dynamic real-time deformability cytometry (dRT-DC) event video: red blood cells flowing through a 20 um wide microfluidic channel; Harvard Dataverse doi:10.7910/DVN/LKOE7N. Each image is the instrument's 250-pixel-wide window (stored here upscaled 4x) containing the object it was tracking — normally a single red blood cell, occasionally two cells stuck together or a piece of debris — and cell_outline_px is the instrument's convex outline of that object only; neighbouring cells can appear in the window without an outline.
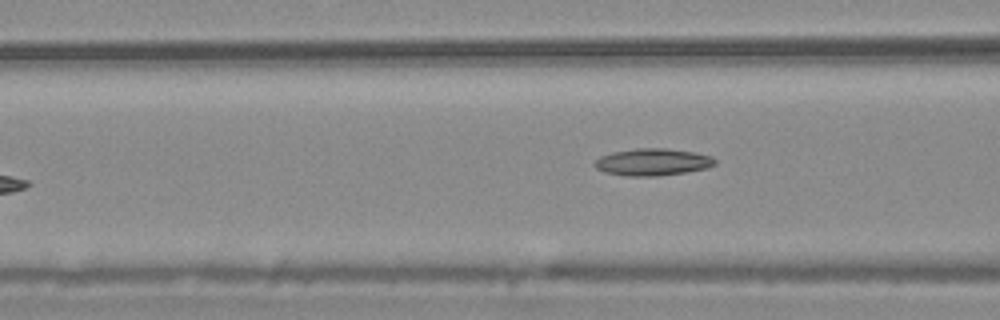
{"species": "common noctule bat (a hibernating species)", "species_latin": "Nyctalus noctula", "temperature_condition": "warm", "stored_images_in_passage": 8, "camera_frame_rate_fps": 3000, "um_per_image_px": 0.085, "animal": {"sex": "male", "body_mass_g": 20.4}, "frame": {"image": 1, "passage_image": 7, "time_ms": 2.0, "image_size_px": [1000, 320], "cell_outline_px": [[716, 164], [708, 168], [684, 172], [656, 176], [624, 176], [604, 172], [596, 168], [592, 164], [600, 156], [612, 152], [636, 148], [668, 148], [692, 152], [712, 156], [716, 160]], "centroid_in_image_um": [55.45, 13.77], "position_along_channel_um": 111.1, "area_um2": 19.07}}
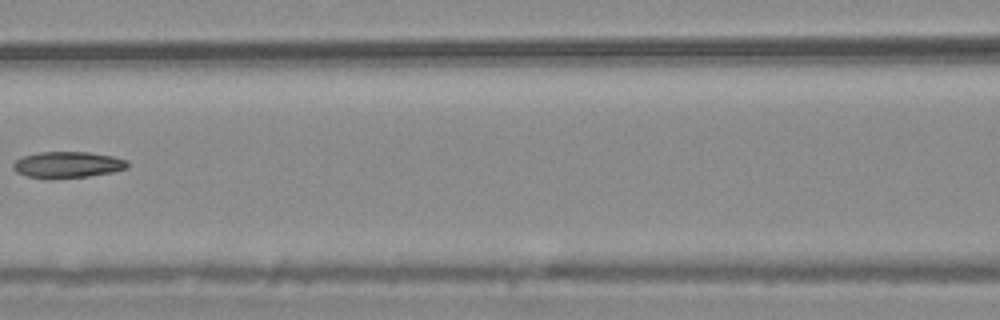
{"frame": {"image": 2, "passage_image": 8, "time_ms": 2.333, "image_size_px": [1000, 320], "cell_outline_px": [[128, 168], [112, 172], [88, 176], [52, 180], [24, 176], [16, 172], [12, 168], [12, 164], [20, 156], [40, 152], [88, 152], [112, 156], [128, 160]], "centroid_in_image_um": [5.69, 14.02], "position_along_channel_um": 160.9, "area_um2": 17.92}}